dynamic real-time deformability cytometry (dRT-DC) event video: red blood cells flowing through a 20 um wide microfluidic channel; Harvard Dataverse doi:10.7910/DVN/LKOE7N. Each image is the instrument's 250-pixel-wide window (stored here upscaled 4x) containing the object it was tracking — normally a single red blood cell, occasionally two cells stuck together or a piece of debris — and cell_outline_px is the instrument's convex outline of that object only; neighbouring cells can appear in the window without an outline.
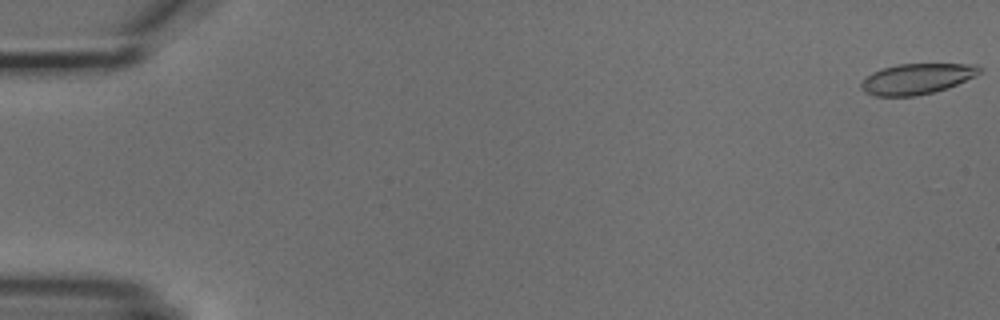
{"species": "common noctule bat (a hibernating species)", "species_latin": "Nyctalus noctula", "temperature_condition": "cold", "stored_images_in_passage": 6, "camera_frame_rate_fps": 3000, "um_per_image_px": 0.085, "animal": {"sex": "male", "body_mass_g": 18.8}, "frame": {"image": 1, "passage_image": 1, "time_ms": 0.0, "image_size_px": [1000, 320], "cell_outline_px": [[980, 72], [976, 76], [948, 88], [916, 96], [876, 96], [864, 92], [860, 88], [860, 84], [872, 72], [884, 68], [900, 64], [976, 64], [980, 68]], "centroid_in_image_um": [77.93, 6.71], "position_along_channel_um": 7.1, "area_um2": 20.98}}